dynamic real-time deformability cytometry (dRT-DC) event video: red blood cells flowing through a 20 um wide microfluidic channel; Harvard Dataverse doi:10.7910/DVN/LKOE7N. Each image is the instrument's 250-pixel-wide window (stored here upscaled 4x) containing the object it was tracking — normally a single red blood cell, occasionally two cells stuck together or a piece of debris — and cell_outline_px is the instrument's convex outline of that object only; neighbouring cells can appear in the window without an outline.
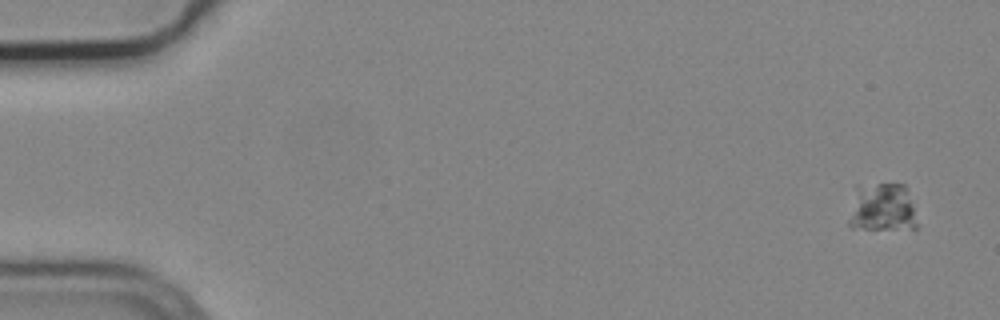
{"species": "common noctule bat (a hibernating species)", "species_latin": "Nyctalus noctula", "temperature_condition": "cold", "stored_images_in_passage": 6, "camera_frame_rate_fps": 3000, "um_per_image_px": 0.085, "animal": {"sex": "male", "body_mass_g": 19.2, "forearm_length_mm": 51.8}, "frame": {"image": 1, "passage_image": 1, "time_ms": 0.0, "image_size_px": [1000, 320], "cell_outline_px": [[916, 228], [852, 228], [848, 224], [848, 220], [856, 184], [904, 184], [908, 188], [912, 204], [916, 224]], "centroid_in_image_um": [74.95, 17.6], "position_along_channel_um": 10.1, "area_um2": 19.25}}
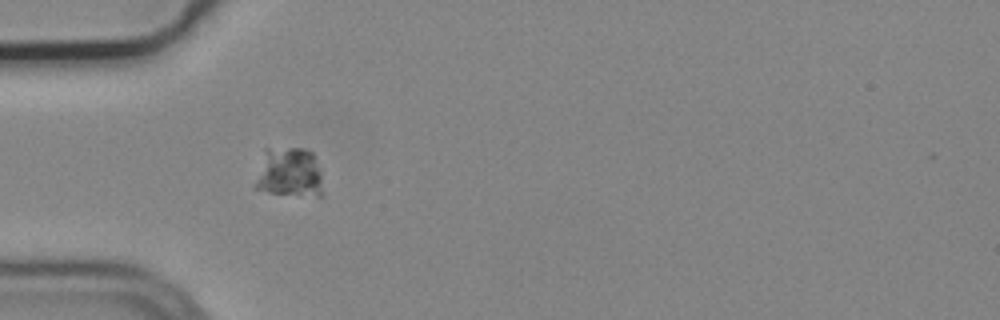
{"frame": {"image": 2, "passage_image": 5, "time_ms": 1.333, "image_size_px": [1000, 320], "cell_outline_px": [[324, 196], [300, 196], [268, 192], [252, 188], [264, 148], [304, 148], [312, 152], [320, 172]], "centroid_in_image_um": [24.56, 14.68], "position_along_channel_um": 60.4, "area_um2": 20.11}}
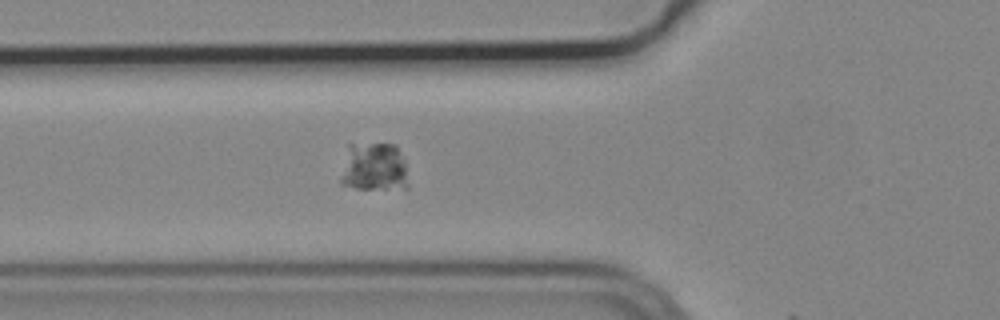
{"frame": {"image": 3, "passage_image": 6, "time_ms": 1.667, "image_size_px": [1000, 320], "cell_outline_px": [[408, 188], [356, 188], [340, 184], [340, 180], [348, 144], [396, 144], [404, 160], [408, 184]], "centroid_in_image_um": [31.79, 14.2], "position_along_channel_um": 94.0, "area_um2": 19.07}}